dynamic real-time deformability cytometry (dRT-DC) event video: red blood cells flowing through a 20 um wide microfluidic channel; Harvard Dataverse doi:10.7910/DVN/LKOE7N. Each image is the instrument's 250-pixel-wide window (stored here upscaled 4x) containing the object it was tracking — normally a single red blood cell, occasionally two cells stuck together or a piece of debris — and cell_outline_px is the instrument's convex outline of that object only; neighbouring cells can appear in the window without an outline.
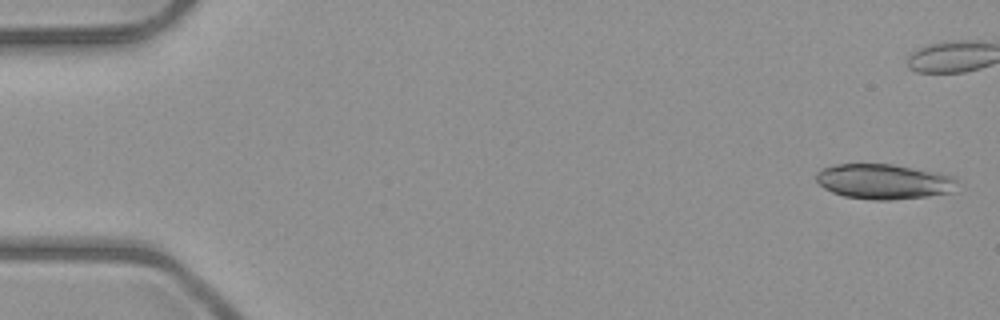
{"species": "common noctule bat (a hibernating species)", "species_latin": "Nyctalus noctula", "temperature_condition": "room temperature", "stored_images_in_passage": 6, "camera_frame_rate_fps": 3000, "um_per_image_px": 0.085, "animal": {"sex": "male", "body_mass_g": 23.1, "forearm_length_mm": 52.7}, "frame": {"image": 1, "passage_image": 6, "time_ms": 6.667, "image_size_px": [1000, 320], "cell_outline_px": [[956, 180], [948, 192], [928, 196], [888, 200], [876, 200], [844, 196], [832, 192], [824, 188], [816, 180], [816, 172], [824, 168], [836, 164], [892, 164], [952, 176]], "centroid_in_image_um": [75.02, 15.43], "position_along_channel_um": 10.0, "area_um2": 28.15}}